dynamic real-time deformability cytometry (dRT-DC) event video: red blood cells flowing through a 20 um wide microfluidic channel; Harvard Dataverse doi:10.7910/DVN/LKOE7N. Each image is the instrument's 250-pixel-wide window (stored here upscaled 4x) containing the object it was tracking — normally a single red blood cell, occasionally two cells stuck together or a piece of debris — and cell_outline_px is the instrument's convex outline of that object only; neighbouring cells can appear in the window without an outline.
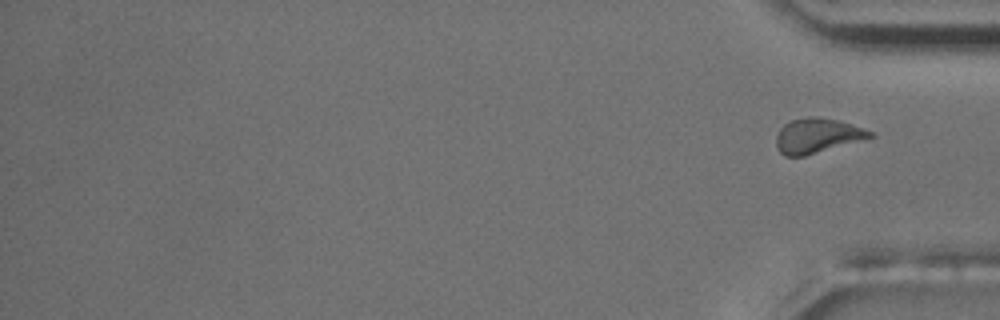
{"species": "common noctule bat (a hibernating species)", "species_latin": "Nyctalus noctula", "temperature_condition": "room temperature", "stored_images_in_passage": 18, "camera_frame_rate_fps": 3000, "um_per_image_px": 0.085, "animal": {"sex": "male", "body_mass_g": 17.5, "forearm_length_mm": 52.3}, "frame": {"image": 1, "passage_image": 18, "time_ms": 20.333, "image_size_px": [1000, 320], "cell_outline_px": [[876, 136], [804, 156], [784, 156], [780, 152], [776, 144], [776, 132], [784, 124], [792, 120], [812, 116], [840, 120], [876, 132]], "centroid_in_image_um": [69.49, 11.52], "position_along_channel_um": 365.7, "area_um2": 19.07}, "authors_computed_cell_mechanics": {"area_um2": 21.964, "velocity_mm_per_s": 3.5257, "shape_relaxation_time_tau1_ms": 9.5581, "shape_relaxation_time_tau2_ms": 0.8862, "deformation_change_tau1": 0.1611, "deformation_change_tau2": 0.0474}}